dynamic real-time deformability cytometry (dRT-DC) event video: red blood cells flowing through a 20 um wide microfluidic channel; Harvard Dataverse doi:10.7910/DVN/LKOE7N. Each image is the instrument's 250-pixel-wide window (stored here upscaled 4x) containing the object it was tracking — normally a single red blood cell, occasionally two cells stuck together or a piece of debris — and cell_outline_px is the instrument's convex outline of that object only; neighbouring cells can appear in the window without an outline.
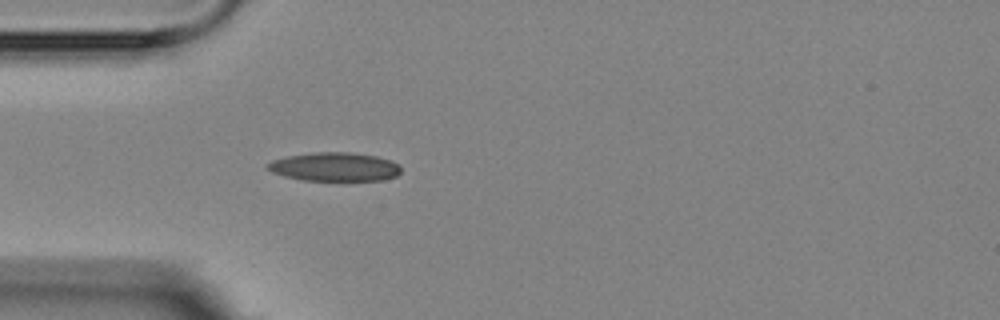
{"species": "Egyptian fruit bat (a non-hibernating species)", "species_latin": "Rousettus aegyptiacus", "temperature_condition": "room temperature", "stored_images_in_passage": 1, "camera_frame_rate_fps": 3000, "um_per_image_px": 0.085, "animal": {"sex": "female"}, "frame": {"image": 1, "passage_image": 1, "time_ms": 0.0, "image_size_px": [1000, 320], "cell_outline_px": [[400, 172], [396, 176], [384, 180], [304, 180], [284, 176], [272, 172], [264, 164], [272, 160], [288, 156], [312, 152], [352, 152], [376, 156], [392, 160], [400, 164]], "centroid_in_image_um": [28.46, 14.17], "position_along_channel_um": 56.5, "area_um2": 22.43}}